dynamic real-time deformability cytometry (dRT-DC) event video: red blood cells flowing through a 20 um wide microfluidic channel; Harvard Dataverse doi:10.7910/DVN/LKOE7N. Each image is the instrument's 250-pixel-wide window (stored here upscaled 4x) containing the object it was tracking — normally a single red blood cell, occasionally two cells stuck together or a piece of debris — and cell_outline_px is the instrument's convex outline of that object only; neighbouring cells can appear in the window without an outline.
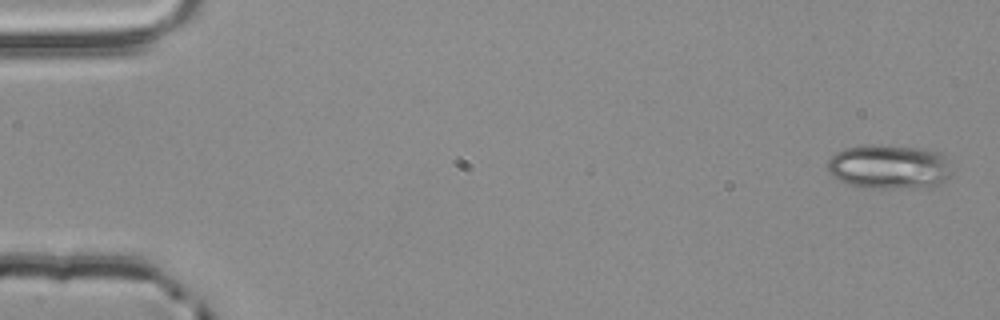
{"species": "common noctule bat (a hibernating species)", "species_latin": "Nyctalus noctula", "temperature_condition": "room temperature", "stored_images_in_passage": 3, "camera_frame_rate_fps": 3000, "um_per_image_px": 0.085, "animal": {"sex": "male", "body_mass_g": 20.4}, "frame": {"image": 1, "passage_image": 3, "time_ms": 0.667, "image_size_px": [1000, 320], "cell_outline_px": [[952, 172], [936, 188], [860, 188], [848, 184], [832, 176], [828, 172], [828, 160], [836, 152], [844, 148], [868, 144], [872, 144], [924, 148], [940, 152], [944, 156]], "centroid_in_image_um": [75.58, 14.19], "position_along_channel_um": 9.4, "area_um2": 32.71}}